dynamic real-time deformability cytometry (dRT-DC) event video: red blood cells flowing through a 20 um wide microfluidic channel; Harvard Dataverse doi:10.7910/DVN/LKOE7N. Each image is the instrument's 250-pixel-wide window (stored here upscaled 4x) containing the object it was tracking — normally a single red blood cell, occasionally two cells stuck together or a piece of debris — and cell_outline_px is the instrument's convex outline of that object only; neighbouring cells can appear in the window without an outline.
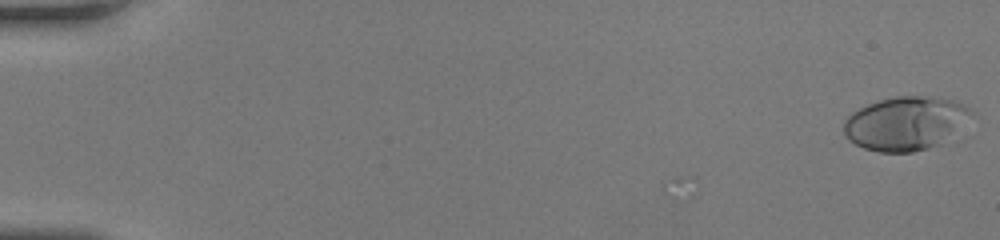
{"species": "human", "species_latin": "Homo sapiens", "temperature_condition": "room temperature", "stored_images_in_passage": 8, "camera_frame_rate_fps": 3000, "um_per_image_px": 0.085, "donor": {"sex": "female"}, "frame": {"image": 1, "passage_image": 1, "time_ms": 0.0, "image_size_px": [1000, 240], "cell_outline_px": [[976, 112], [960, 140], [912, 152], [880, 152], [864, 148], [848, 140], [844, 136], [844, 120], [852, 112], [868, 104], [880, 100], [896, 96], [924, 96], [952, 100], [964, 104], [972, 108]], "centroid_in_image_um": [77.16, 10.51], "position_along_channel_um": 7.8, "area_um2": 41.56}}